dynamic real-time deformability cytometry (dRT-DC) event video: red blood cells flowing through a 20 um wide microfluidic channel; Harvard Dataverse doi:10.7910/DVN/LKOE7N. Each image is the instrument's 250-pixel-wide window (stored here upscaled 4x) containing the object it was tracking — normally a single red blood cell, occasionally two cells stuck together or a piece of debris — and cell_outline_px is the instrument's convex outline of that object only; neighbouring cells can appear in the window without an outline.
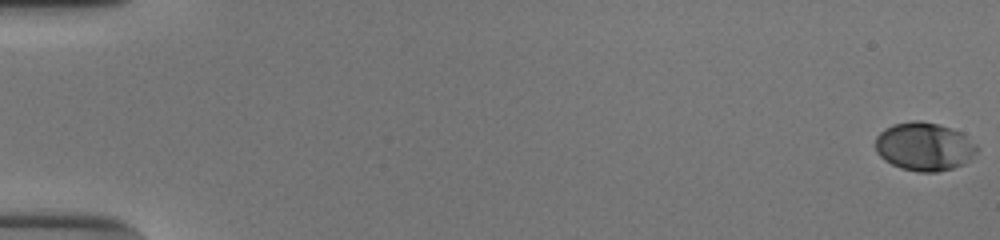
{"species": "human", "species_latin": "Homo sapiens", "temperature_condition": "cold", "stored_images_in_passage": 55, "camera_frame_rate_fps": 3000, "um_per_image_px": 0.085, "donor": {"sex": "male"}, "frame": {"image": 1, "passage_image": 1, "time_ms": 0.0, "image_size_px": [1000, 240], "cell_outline_px": [[980, 148], [964, 164], [952, 168], [936, 172], [920, 172], [900, 168], [884, 160], [876, 152], [876, 136], [884, 128], [892, 124], [912, 120], [920, 120], [940, 124], [960, 132], [976, 144]], "centroid_in_image_um": [78.54, 12.45], "position_along_channel_um": 6.5, "area_um2": 28.73}}
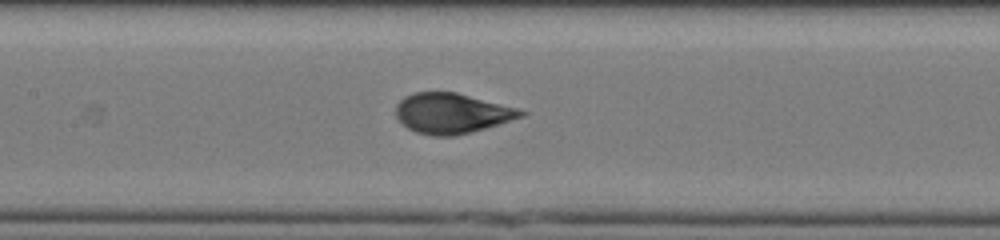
{"frame": {"image": 2, "passage_image": 28, "time_ms": 9.0, "image_size_px": [1000, 240], "cell_outline_px": [[528, 112], [524, 116], [484, 128], [452, 136], [432, 136], [416, 132], [408, 128], [396, 116], [396, 104], [404, 96], [416, 92], [456, 92], [516, 108]], "centroid_in_image_um": [38.37, 9.62], "position_along_channel_um": 169.0, "area_um2": 28.9}}
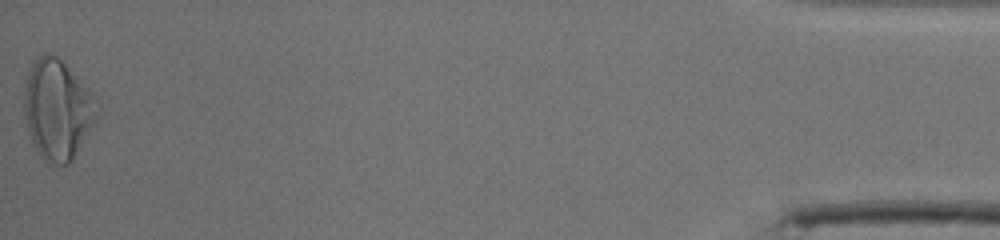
{"frame": {"image": 3, "passage_image": 55, "time_ms": 18.0, "image_size_px": [1000, 240], "cell_outline_px": [[96, 116], [92, 124], [72, 160], [68, 164], [56, 164], [44, 160], [40, 156], [32, 144], [28, 128], [24, 108], [24, 92], [28, 72], [32, 60], [44, 52], [48, 52], [56, 56], [92, 92]], "centroid_in_image_um": [4.82, 9.28], "position_along_channel_um": 430.4, "area_um2": 41.5}, "authors_computed_cell_mechanics": {"area_um2": 29.1312, "velocity_mm_per_s": 3.877, "shape_relaxation_time_tau1_ms": 3.4874, "shape_relaxation_time_tau2_ms": null, "deformation_change_tau1": 0.1737, "deformation_change_tau2": null}}